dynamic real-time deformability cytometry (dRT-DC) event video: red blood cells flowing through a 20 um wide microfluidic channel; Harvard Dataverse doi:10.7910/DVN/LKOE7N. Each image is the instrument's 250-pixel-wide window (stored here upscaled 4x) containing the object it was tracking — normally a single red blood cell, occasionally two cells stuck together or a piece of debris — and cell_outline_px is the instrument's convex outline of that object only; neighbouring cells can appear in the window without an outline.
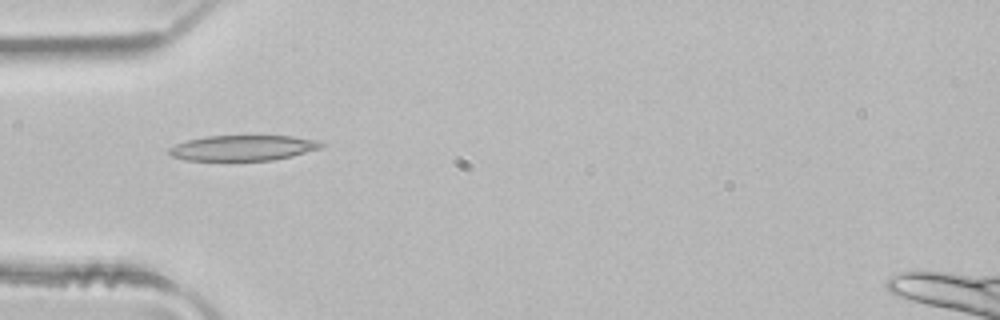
{"species": "common noctule bat (a hibernating species)", "species_latin": "Nyctalus noctula", "temperature_condition": "room temperature", "stored_images_in_passage": 7, "camera_frame_rate_fps": 3000, "um_per_image_px": 0.085, "animal": {"sex": "male", "body_mass_g": 21.5, "forearm_length_mm": 52.0}, "frame": {"image": 1, "passage_image": 5, "time_ms": 1.333, "image_size_px": [1000, 320], "cell_outline_px": [[324, 144], [320, 148], [292, 156], [272, 160], [184, 160], [172, 156], [168, 152], [168, 148], [176, 144], [188, 140], [208, 136], [292, 136], [316, 140]], "centroid_in_image_um": [20.63, 12.57], "position_along_channel_um": 64.4, "area_um2": 22.31}}
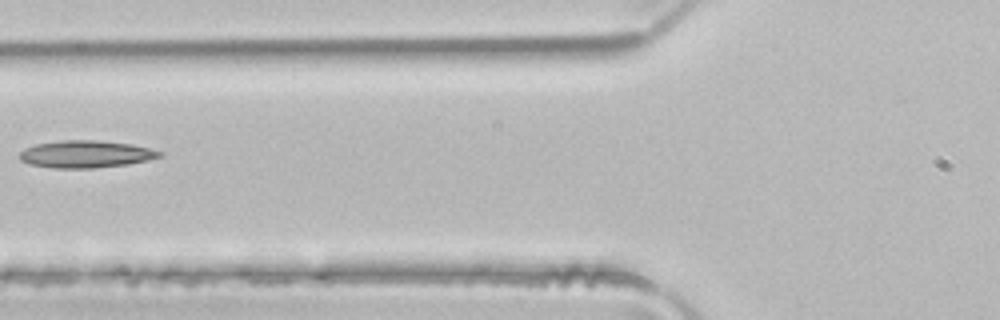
{"frame": {"image": 2, "passage_image": 6, "time_ms": 1.667, "image_size_px": [1000, 320], "cell_outline_px": [[164, 156], [148, 160], [128, 164], [92, 168], [52, 168], [28, 164], [20, 160], [20, 152], [24, 148], [36, 144], [60, 140], [100, 140], [132, 144], [164, 152]], "centroid_in_image_um": [7.3, 13.1], "position_along_channel_um": 118.5, "area_um2": 22.43}}
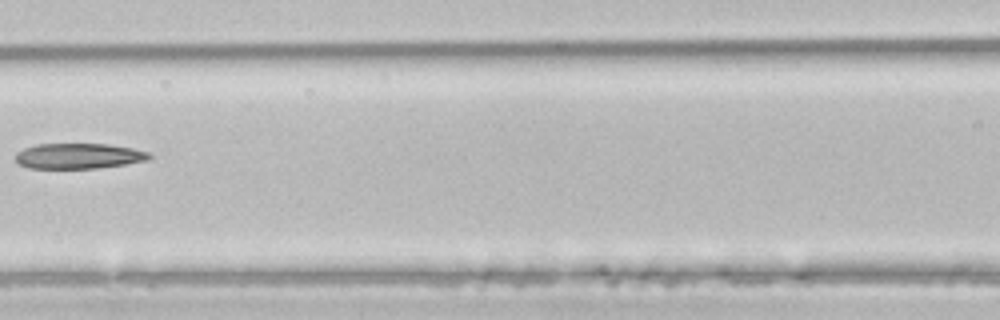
{"frame": {"image": 3, "passage_image": 7, "time_ms": 2.0, "image_size_px": [1000, 320], "cell_outline_px": [[152, 156], [148, 160], [124, 164], [96, 168], [28, 168], [20, 164], [16, 160], [16, 152], [24, 148], [36, 144], [108, 144], [132, 148], [152, 152]], "centroid_in_image_um": [6.7, 13.25], "position_along_channel_um": 159.9, "area_um2": 19.83}}